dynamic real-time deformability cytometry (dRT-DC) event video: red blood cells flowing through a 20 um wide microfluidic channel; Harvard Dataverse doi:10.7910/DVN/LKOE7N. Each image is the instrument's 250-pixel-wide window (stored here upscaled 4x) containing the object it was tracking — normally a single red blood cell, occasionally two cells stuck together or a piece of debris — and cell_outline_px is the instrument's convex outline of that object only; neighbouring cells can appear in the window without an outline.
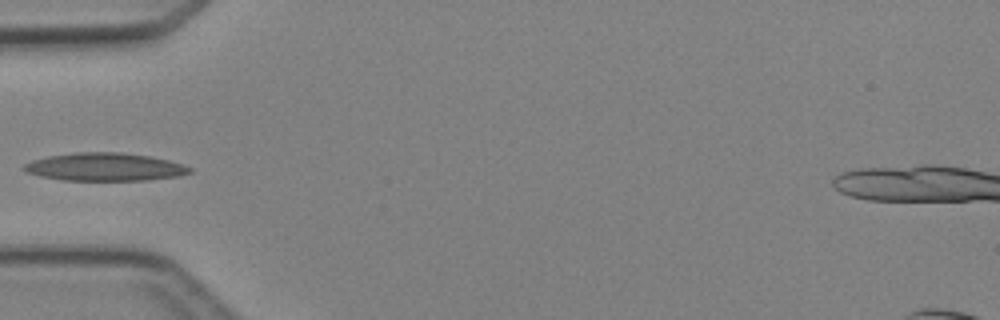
{"species": "Egyptian fruit bat (a non-hibernating species)", "species_latin": "Rousettus aegyptiacus", "temperature_condition": "cold", "stored_images_in_passage": 3, "camera_frame_rate_fps": 3000, "um_per_image_px": 0.085, "animal": {"sex": "female"}, "frame": {"image": 1, "passage_image": 3, "time_ms": 3.667, "image_size_px": [1000, 320], "cell_outline_px": [[192, 172], [180, 176], [148, 180], [60, 180], [40, 176], [28, 172], [24, 168], [24, 164], [32, 160], [48, 156], [76, 152], [120, 152], [152, 156], [184, 164], [192, 168]], "centroid_in_image_um": [8.96, 14.18], "position_along_channel_um": 76.0, "area_um2": 27.11}}